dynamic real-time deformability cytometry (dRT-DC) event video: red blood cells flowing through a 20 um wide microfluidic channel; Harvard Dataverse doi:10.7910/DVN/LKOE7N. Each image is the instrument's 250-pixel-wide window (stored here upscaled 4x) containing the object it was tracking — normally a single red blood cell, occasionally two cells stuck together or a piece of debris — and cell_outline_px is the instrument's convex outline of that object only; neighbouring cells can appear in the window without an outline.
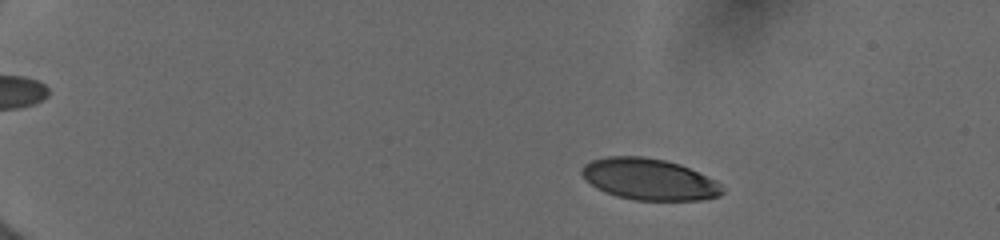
{"species": "human", "species_latin": "Homo sapiens", "temperature_condition": "cold", "stored_images_in_passage": 52, "camera_frame_rate_fps": 3000, "um_per_image_px": 0.085, "donor": {"sex": "female"}, "frame": {"image": 1, "passage_image": 9, "time_ms": 2.667, "image_size_px": [1000, 240], "cell_outline_px": [[724, 192], [720, 196], [700, 200], [636, 200], [616, 196], [604, 192], [596, 188], [580, 172], [580, 168], [584, 164], [592, 160], [608, 156], [644, 156], [664, 160], [680, 164], [716, 180], [724, 188]], "centroid_in_image_um": [55.19, 15.24], "position_along_channel_um": 29.8, "area_um2": 33.99}}
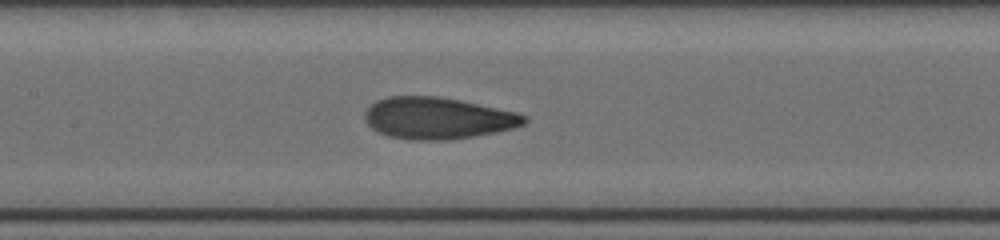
{"frame": {"image": 2, "passage_image": 25, "time_ms": 9.0, "image_size_px": [1000, 240], "cell_outline_px": [[528, 120], [524, 124], [512, 128], [496, 132], [448, 140], [408, 140], [388, 136], [372, 128], [364, 120], [364, 112], [376, 100], [388, 96], [436, 96], [460, 100], [516, 112], [528, 116]], "centroid_in_image_um": [37.19, 10.04], "position_along_channel_um": 170.2, "area_um2": 38.73}}
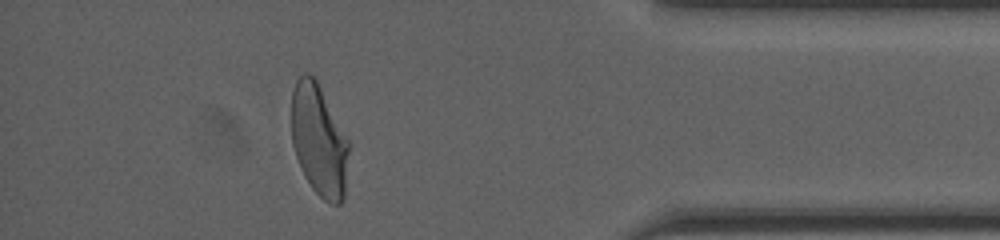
{"frame": {"image": 3, "passage_image": 45, "time_ms": 15.667, "image_size_px": [1000, 240], "cell_outline_px": [[348, 152], [344, 196], [340, 204], [332, 204], [324, 200], [312, 188], [304, 176], [296, 156], [292, 144], [292, 88], [296, 80], [304, 72], [308, 72], [316, 80], [348, 140]], "centroid_in_image_um": [27.09, 11.93], "position_along_channel_um": 408.1, "area_um2": 36.82}, "authors_computed_cell_mechanics": {"area_um2": 37.5989, "velocity_mm_per_s": 3.9708, "shape_relaxation_time_tau1_ms": 3.8384, "shape_relaxation_time_tau2_ms": 0.8504, "deformation_change_tau1": 0.1647, "deformation_change_tau2": 0.0577}}